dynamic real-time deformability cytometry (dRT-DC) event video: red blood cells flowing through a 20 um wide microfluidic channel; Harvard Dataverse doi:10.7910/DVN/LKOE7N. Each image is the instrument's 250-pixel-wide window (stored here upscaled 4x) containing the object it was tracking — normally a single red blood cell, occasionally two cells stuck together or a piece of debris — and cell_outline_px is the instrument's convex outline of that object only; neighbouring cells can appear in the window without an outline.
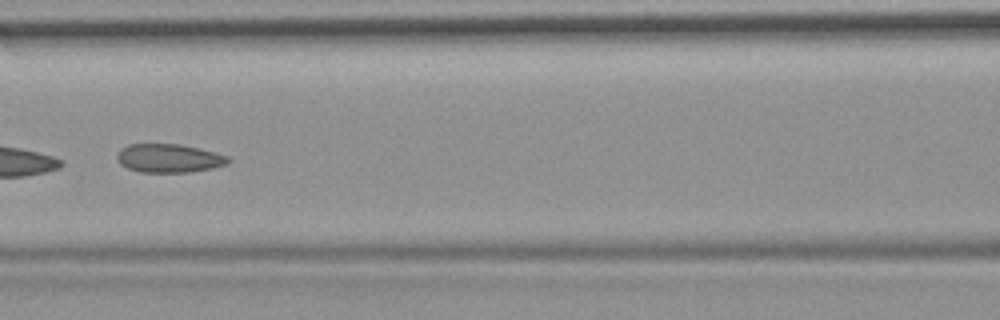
{"species": "common noctule bat (a hibernating species)", "species_latin": "Nyctalus noctula", "temperature_condition": "room temperature", "stored_images_in_passage": 8, "camera_frame_rate_fps": 3000, "um_per_image_px": 0.085, "animal": {"sex": "female", "body_mass_g": 19.9}, "frame": {"image": 1, "passage_image": 7, "time_ms": 7.0, "image_size_px": [1000, 320], "cell_outline_px": [[232, 160], [228, 164], [212, 168], [188, 172], [140, 172], [128, 168], [120, 164], [116, 160], [116, 156], [120, 148], [128, 144], [180, 144], [216, 152], [228, 156]], "centroid_in_image_um": [14.36, 13.44], "position_along_channel_um": 152.2, "area_um2": 18.67}}